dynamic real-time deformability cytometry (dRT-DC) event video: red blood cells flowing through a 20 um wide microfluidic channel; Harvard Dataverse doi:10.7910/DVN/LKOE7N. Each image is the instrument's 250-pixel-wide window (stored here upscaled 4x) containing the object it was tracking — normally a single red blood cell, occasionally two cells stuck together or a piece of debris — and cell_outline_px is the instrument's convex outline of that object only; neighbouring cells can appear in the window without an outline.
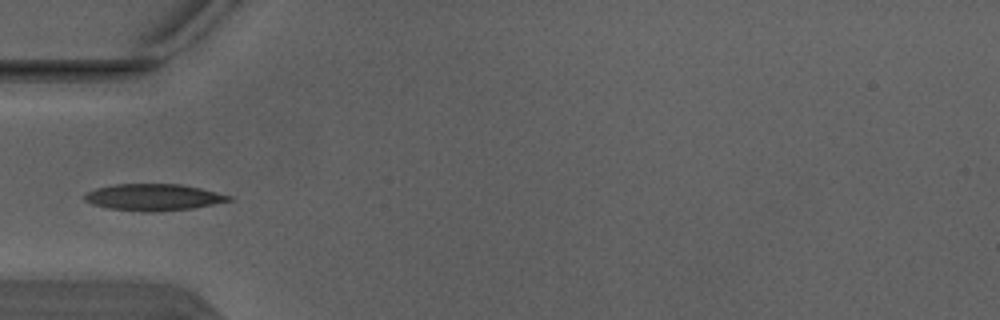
{"species": "Egyptian fruit bat (a non-hibernating species)", "species_latin": "Rousettus aegyptiacus", "temperature_condition": "warm", "stored_images_in_passage": 3, "camera_frame_rate_fps": 3000, "um_per_image_px": 0.085, "animal": {"sex": "male"}, "frame": {"image": 1, "passage_image": 2, "time_ms": 0.333, "image_size_px": [1000, 320], "cell_outline_px": [[232, 200], [192, 208], [156, 212], [144, 212], [108, 208], [92, 204], [84, 200], [84, 192], [96, 188], [116, 184], [180, 184], [200, 188], [232, 196]], "centroid_in_image_um": [13.0, 16.76], "position_along_channel_um": 72.0, "area_um2": 22.37}}
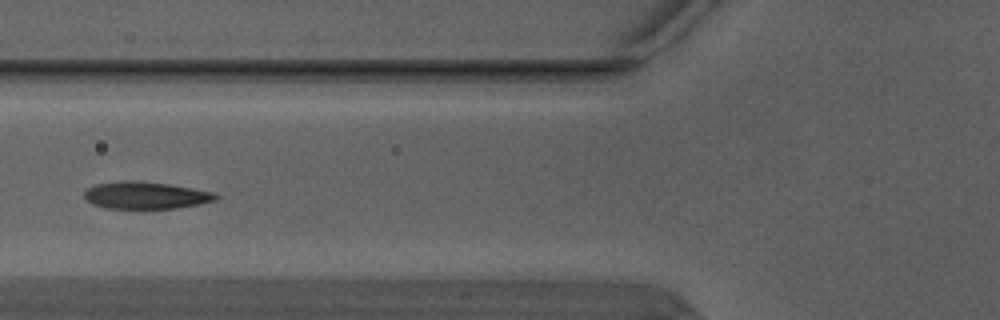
{"frame": {"image": 2, "passage_image": 3, "time_ms": 0.667, "image_size_px": [1000, 320], "cell_outline_px": [[220, 196], [216, 200], [176, 208], [104, 208], [92, 204], [84, 196], [84, 192], [88, 188], [96, 184], [120, 180], [140, 180], [168, 184], [216, 192]], "centroid_in_image_um": [12.38, 16.58], "position_along_channel_um": 113.4, "area_um2": 20.87}}